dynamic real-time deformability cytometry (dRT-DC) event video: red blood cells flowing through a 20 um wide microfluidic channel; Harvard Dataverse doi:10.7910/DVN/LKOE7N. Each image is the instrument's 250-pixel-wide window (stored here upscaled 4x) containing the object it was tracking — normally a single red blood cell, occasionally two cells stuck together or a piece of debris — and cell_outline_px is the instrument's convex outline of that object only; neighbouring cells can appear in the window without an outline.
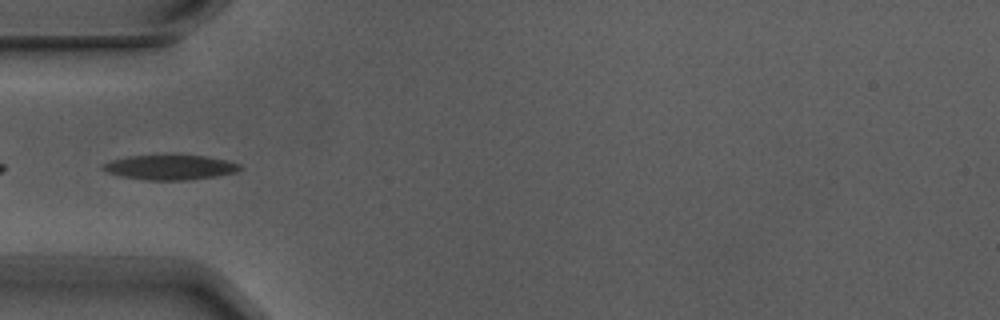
{"species": "Egyptian fruit bat (a non-hibernating species)", "species_latin": "Rousettus aegyptiacus", "temperature_condition": "warm", "stored_images_in_passage": 7, "camera_frame_rate_fps": 3000, "um_per_image_px": 0.085, "animal": {"sex": "male"}, "frame": {"image": 1, "passage_image": 2, "time_ms": 0.333, "image_size_px": [1000, 320], "cell_outline_px": [[244, 168], [236, 172], [216, 176], [184, 180], [148, 180], [120, 176], [108, 172], [100, 168], [100, 164], [112, 160], [128, 156], [176, 152], [204, 156], [228, 160], [240, 164]], "centroid_in_image_um": [14.45, 14.17], "position_along_channel_um": 70.5, "area_um2": 20.75}}
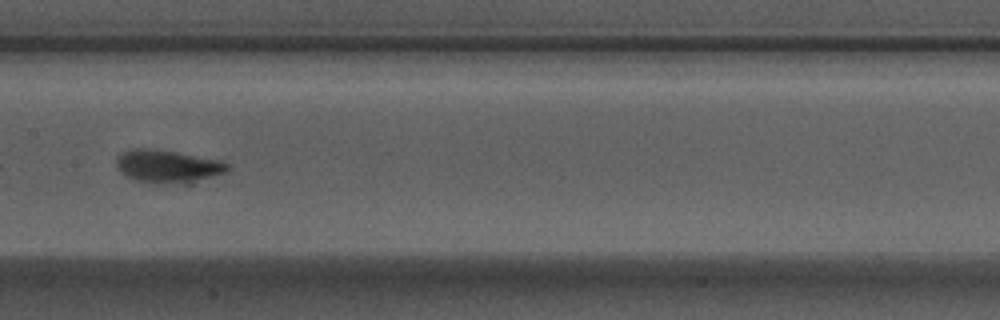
{"frame": {"image": 2, "passage_image": 5, "time_ms": 1.333, "image_size_px": [1000, 320], "cell_outline_px": [[228, 168], [224, 172], [188, 184], [156, 184], [136, 180], [120, 172], [116, 168], [116, 156], [120, 152], [136, 148], [144, 148], [176, 152], [216, 160], [228, 164]], "centroid_in_image_um": [14.17, 14.15], "position_along_channel_um": 193.2, "area_um2": 21.15}}
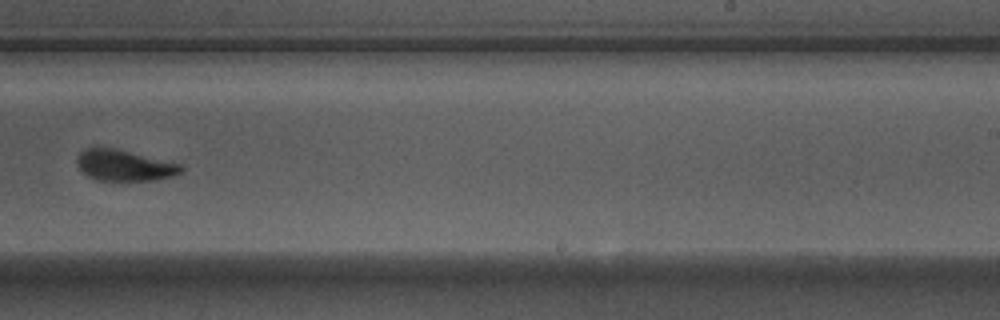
{"frame": {"image": 3, "passage_image": 7, "time_ms": 2.0, "image_size_px": [1000, 320], "cell_outline_px": [[184, 168], [176, 176], [152, 180], [96, 180], [88, 176], [80, 168], [76, 160], [80, 152], [88, 148], [112, 148], [180, 164]], "centroid_in_image_um": [10.57, 14.07], "position_along_channel_um": 278.4, "area_um2": 18.32}}